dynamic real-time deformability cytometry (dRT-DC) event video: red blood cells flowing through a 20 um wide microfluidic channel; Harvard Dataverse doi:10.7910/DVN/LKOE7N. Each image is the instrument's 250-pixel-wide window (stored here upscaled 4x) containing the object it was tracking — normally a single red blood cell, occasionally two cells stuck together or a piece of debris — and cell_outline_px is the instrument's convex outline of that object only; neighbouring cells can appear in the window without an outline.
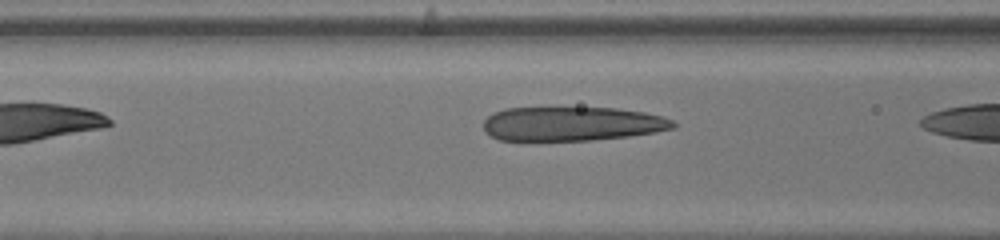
{"species": "human", "species_latin": "Homo sapiens", "temperature_condition": "warm", "stored_images_in_passage": 6, "camera_frame_rate_fps": 3000, "um_per_image_px": 0.085, "donor": {"sex": "male"}, "frame": {"image": 1, "passage_image": 5, "time_ms": 1.333, "image_size_px": [1000, 240], "cell_outline_px": [[676, 128], [656, 132], [628, 136], [592, 140], [500, 140], [484, 132], [484, 120], [492, 112], [504, 108], [616, 108], [644, 112], [664, 116], [672, 120], [676, 124]], "centroid_in_image_um": [48.63, 10.52], "position_along_channel_um": 118.0, "area_um2": 37.86}}